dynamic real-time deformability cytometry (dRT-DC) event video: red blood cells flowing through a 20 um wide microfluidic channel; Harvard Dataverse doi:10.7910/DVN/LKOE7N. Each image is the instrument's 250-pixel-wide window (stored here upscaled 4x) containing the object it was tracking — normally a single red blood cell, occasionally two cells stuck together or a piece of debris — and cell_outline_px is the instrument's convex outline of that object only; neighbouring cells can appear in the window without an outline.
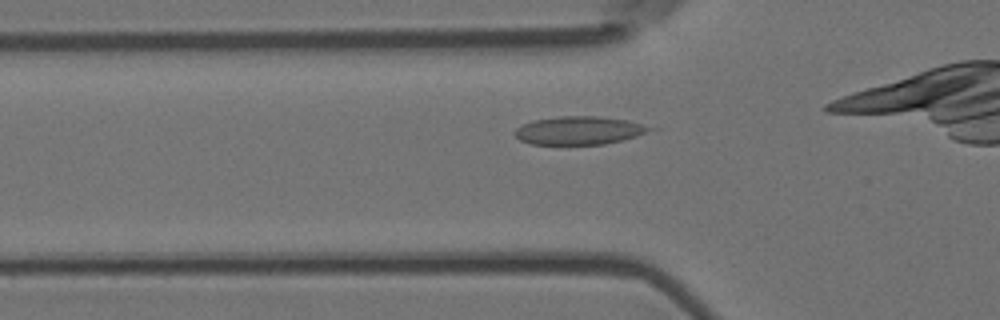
{"species": "Egyptian fruit bat (a non-hibernating species)", "species_latin": "Rousettus aegyptiacus", "temperature_condition": "room temperature", "stored_images_in_passage": 46, "camera_frame_rate_fps": 3000, "um_per_image_px": 0.085, "animal": {"sex": "female"}, "frame": {"image": 1, "passage_image": 9, "time_ms": 2.667, "image_size_px": [1000, 320], "cell_outline_px": [[660, 128], [636, 136], [604, 144], [532, 144], [520, 140], [512, 132], [520, 124], [532, 120], [560, 116], [596, 116], [628, 120]], "centroid_in_image_um": [49.23, 11.08], "position_along_channel_um": 76.6, "area_um2": 22.37}}
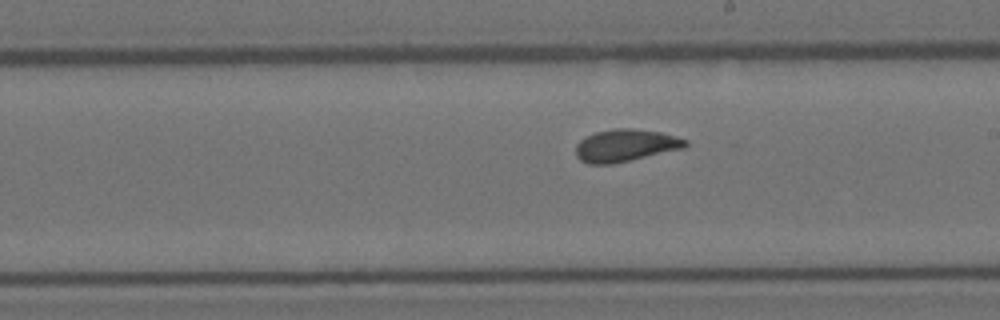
{"frame": {"image": 2, "passage_image": 22, "time_ms": 7.0, "image_size_px": [1000, 320], "cell_outline_px": [[688, 144], [684, 148], [612, 164], [588, 164], [580, 160], [576, 156], [576, 144], [580, 140], [596, 132], [616, 128], [632, 128], [660, 132], [688, 140]], "centroid_in_image_um": [53.15, 12.36], "position_along_channel_um": 235.8, "area_um2": 20.52}}
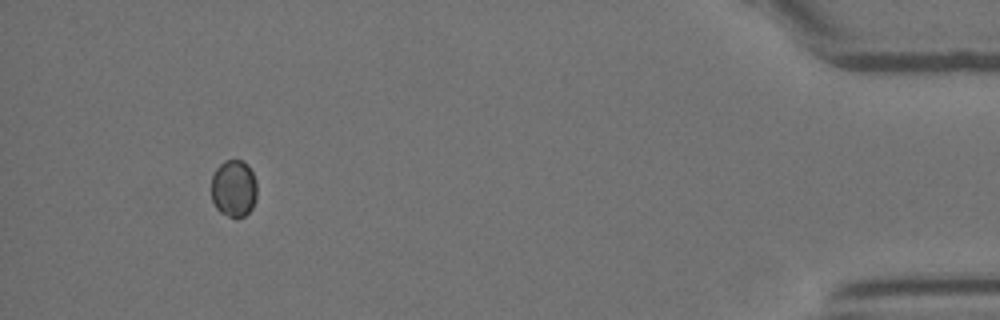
{"frame": {"image": 3, "passage_image": 42, "time_ms": 13.667, "image_size_px": [1000, 320], "cell_outline_px": [[256, 196], [252, 208], [244, 216], [236, 220], [220, 212], [216, 208], [212, 200], [212, 176], [216, 168], [224, 160], [240, 160], [248, 164], [256, 180]], "centroid_in_image_um": [19.87, 16.03], "position_along_channel_um": 415.3, "area_um2": 15.37}}